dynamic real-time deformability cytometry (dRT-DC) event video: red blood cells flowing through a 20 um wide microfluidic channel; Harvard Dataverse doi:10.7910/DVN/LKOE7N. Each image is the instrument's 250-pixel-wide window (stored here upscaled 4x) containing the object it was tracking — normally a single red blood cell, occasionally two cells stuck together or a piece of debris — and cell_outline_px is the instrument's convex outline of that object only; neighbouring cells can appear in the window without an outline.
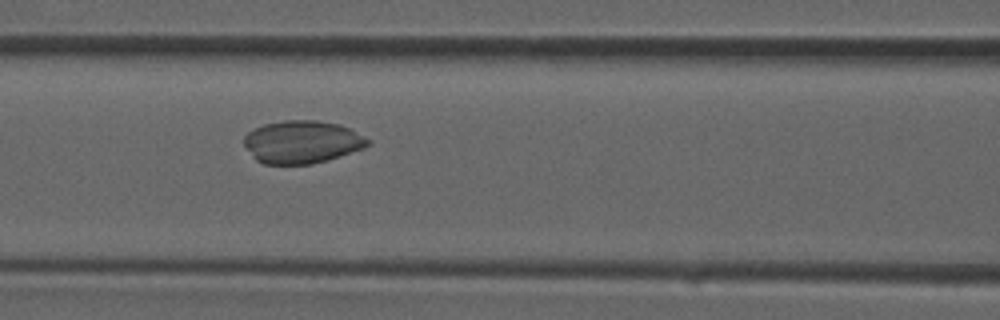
{"species": "common noctule bat (a hibernating species)", "species_latin": "Nyctalus noctula", "temperature_condition": "room temperature", "stored_images_in_passage": 36, "camera_frame_rate_fps": 3000, "um_per_image_px": 0.085, "animal": {"sex": "male", "forearm_length_mm": 52.5}, "frame": {"image": 1, "passage_image": 16, "time_ms": 5.0, "image_size_px": [1000, 320], "cell_outline_px": [[372, 144], [364, 148], [328, 160], [312, 164], [264, 164], [256, 160], [252, 156], [244, 144], [244, 136], [248, 132], [264, 124], [284, 120], [316, 120], [340, 124], [372, 140]], "centroid_in_image_um": [25.7, 12.07], "position_along_channel_um": 140.9, "area_um2": 30.98}}
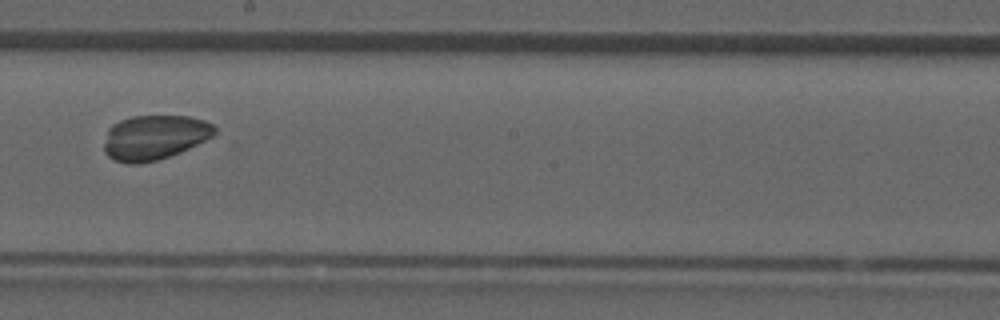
{"frame": {"image": 2, "passage_image": 21, "time_ms": 6.667, "image_size_px": [1000, 320], "cell_outline_px": [[216, 132], [212, 136], [180, 152], [156, 160], [140, 164], [128, 164], [116, 160], [108, 156], [104, 152], [104, 144], [108, 128], [112, 124], [120, 120], [132, 116], [188, 116], [204, 120], [212, 124], [216, 128]], "centroid_in_image_um": [13.1, 11.67], "position_along_channel_um": 235.1, "area_um2": 28.67}}